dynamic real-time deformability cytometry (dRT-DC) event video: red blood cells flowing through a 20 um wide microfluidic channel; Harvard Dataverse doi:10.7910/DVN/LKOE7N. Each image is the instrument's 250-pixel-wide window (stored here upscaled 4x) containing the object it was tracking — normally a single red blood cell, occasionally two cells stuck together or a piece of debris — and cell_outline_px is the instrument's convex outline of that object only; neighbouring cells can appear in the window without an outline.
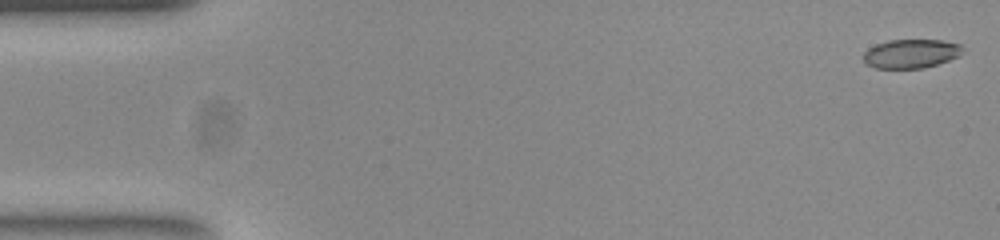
{"species": "common noctule bat (a hibernating species)", "species_latin": "Nyctalus noctula", "temperature_condition": "room temperature", "stored_images_in_passage": 52, "camera_frame_rate_fps": 3000, "um_per_image_px": 0.085, "animal": {"sex": "female", "body_mass_g": 23.0, "forearm_length_mm": 53.4}, "frame": {"image": 1, "passage_image": 1, "time_ms": 0.0, "image_size_px": [1000, 240], "cell_outline_px": [[964, 48], [960, 56], [924, 68], [876, 68], [864, 64], [864, 52], [868, 48], [876, 44], [888, 40], [944, 40], [960, 44]], "centroid_in_image_um": [77.43, 4.55], "position_along_channel_um": 7.6, "area_um2": 16.82}}
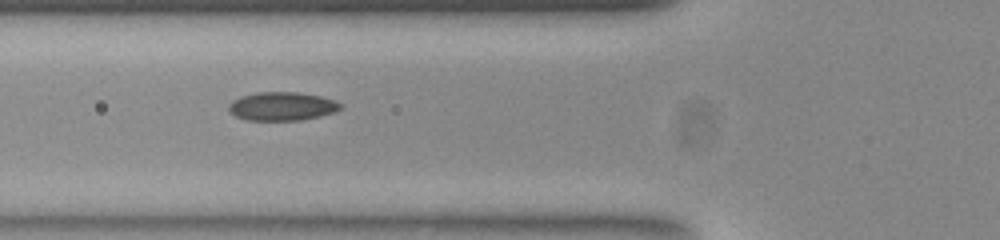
{"frame": {"image": 2, "passage_image": 19, "time_ms": 6.0, "image_size_px": [1000, 240], "cell_outline_px": [[340, 108], [332, 112], [320, 116], [300, 120], [248, 120], [236, 116], [228, 108], [228, 104], [232, 100], [240, 96], [256, 92], [296, 92], [320, 96], [332, 100], [340, 104]], "centroid_in_image_um": [23.91, 9.03], "position_along_channel_um": 101.9, "area_um2": 18.32}}
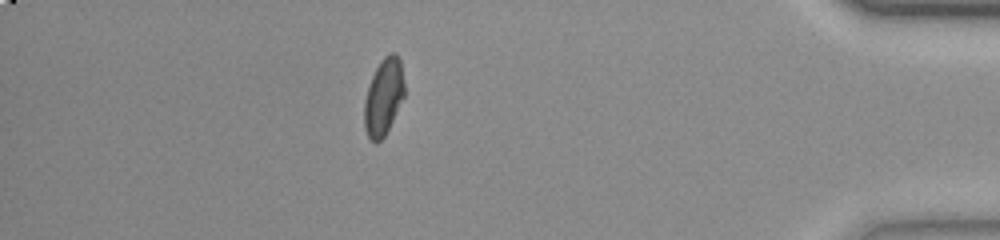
{"frame": {"image": 3, "passage_image": 46, "time_ms": 15.0, "image_size_px": [1000, 240], "cell_outline_px": [[404, 96], [384, 136], [376, 144], [368, 136], [364, 128], [364, 100], [372, 76], [380, 60], [388, 52], [396, 52], [400, 60], [404, 80]], "centroid_in_image_um": [32.6, 8.19], "position_along_channel_um": 402.6, "area_um2": 17.86}, "authors_computed_cell_mechanics": {"area_um2": 18.2648, "velocity_mm_per_s": 3.8791, "shape_relaxation_time_tau1_ms": null, "shape_relaxation_time_tau2_ms": 1.6887, "deformation_change_tau1": null, "deformation_change_tau2": 0.0478}}